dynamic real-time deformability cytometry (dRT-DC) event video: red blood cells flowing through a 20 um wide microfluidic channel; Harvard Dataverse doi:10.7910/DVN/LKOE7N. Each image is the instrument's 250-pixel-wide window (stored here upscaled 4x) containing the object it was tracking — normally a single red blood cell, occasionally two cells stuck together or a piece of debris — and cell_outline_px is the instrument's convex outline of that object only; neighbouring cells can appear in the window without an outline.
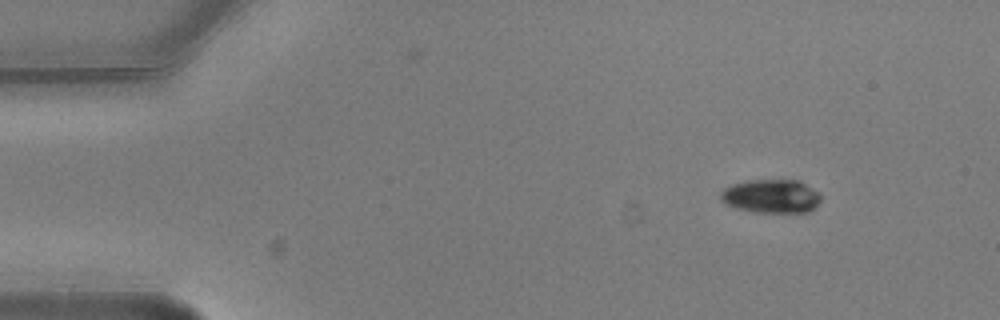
{"species": "common noctule bat (a hibernating species)", "species_latin": "Nyctalus noctula", "temperature_condition": "warm", "stored_images_in_passage": 5, "camera_frame_rate_fps": 3000, "um_per_image_px": 0.085, "animal": {"sex": "male", "body_mass_g": 20.5, "forearm_length_mm": 52.5}, "frame": {"image": 1, "passage_image": 1, "time_ms": 0.0, "image_size_px": [1000, 320], "cell_outline_px": [[820, 200], [808, 212], [752, 212], [736, 208], [720, 200], [720, 192], [724, 188], [732, 184], [748, 180], [800, 180], [812, 188], [820, 196]], "centroid_in_image_um": [65.51, 16.67], "position_along_channel_um": 19.5, "area_um2": 19.54}}
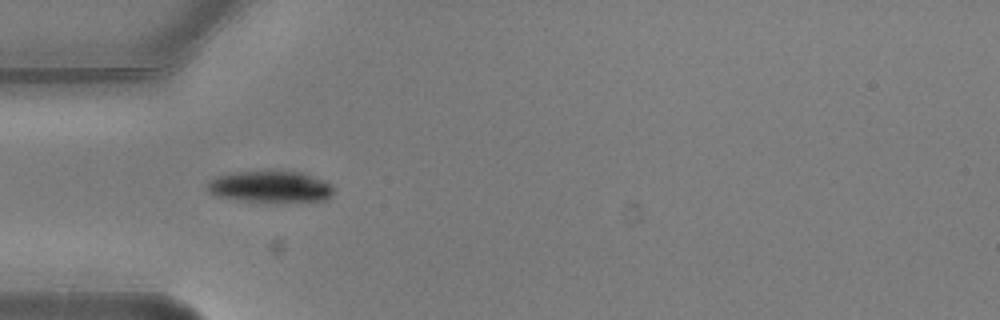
{"frame": {"image": 2, "passage_image": 4, "time_ms": 1.0, "image_size_px": [1000, 320], "cell_outline_px": [[332, 196], [324, 200], [276, 204], [244, 200], [216, 196], [208, 192], [208, 184], [216, 176], [236, 172], [304, 172], [324, 180], [332, 184]], "centroid_in_image_um": [23.04, 15.91], "position_along_channel_um": 62.0, "area_um2": 23.47}}
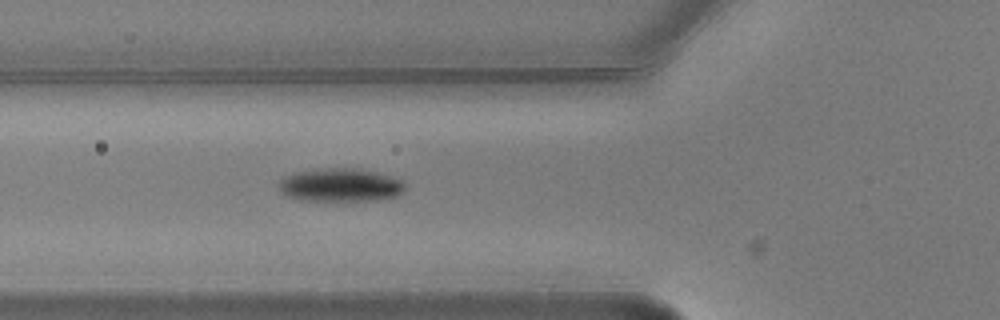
{"frame": {"image": 3, "passage_image": 5, "time_ms": 1.333, "image_size_px": [1000, 320], "cell_outline_px": [[404, 192], [400, 196], [380, 200], [300, 200], [288, 196], [280, 192], [276, 184], [284, 176], [300, 172], [332, 168], [360, 168], [376, 172], [400, 180], [404, 184]], "centroid_in_image_um": [28.94, 15.74], "position_along_channel_um": 96.9, "area_um2": 24.39}}